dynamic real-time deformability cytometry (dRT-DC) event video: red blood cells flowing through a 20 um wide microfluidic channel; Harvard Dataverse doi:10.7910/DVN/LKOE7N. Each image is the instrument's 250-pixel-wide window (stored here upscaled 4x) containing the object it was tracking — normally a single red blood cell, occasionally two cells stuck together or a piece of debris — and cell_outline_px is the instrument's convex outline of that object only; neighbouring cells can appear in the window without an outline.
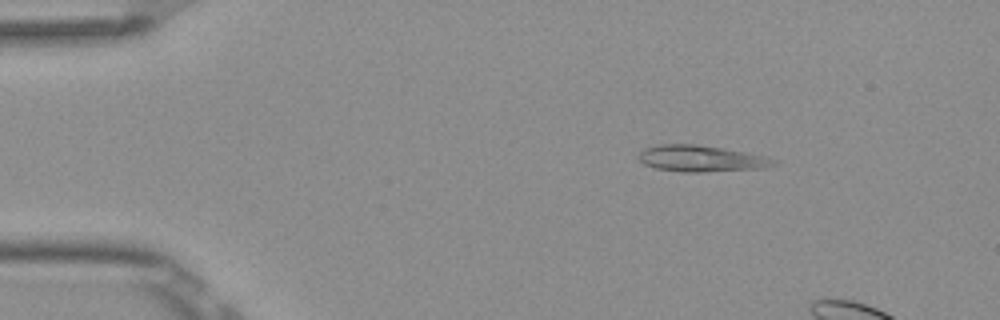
{"species": "Egyptian fruit bat (a non-hibernating species)", "species_latin": "Rousettus aegyptiacus", "temperature_condition": "room temperature", "stored_images_in_passage": 3, "camera_frame_rate_fps": 3000, "um_per_image_px": 0.085, "frame": {"image": 1, "passage_image": 1, "time_ms": 0.0, "image_size_px": [1000, 320], "cell_outline_px": [[776, 164], [764, 168], [700, 172], [680, 172], [656, 168], [644, 164], [636, 156], [644, 148], [660, 144], [696, 144], [768, 156], [776, 160]], "centroid_in_image_um": [59.58, 13.48], "position_along_channel_um": 25.4, "area_um2": 20.69}}